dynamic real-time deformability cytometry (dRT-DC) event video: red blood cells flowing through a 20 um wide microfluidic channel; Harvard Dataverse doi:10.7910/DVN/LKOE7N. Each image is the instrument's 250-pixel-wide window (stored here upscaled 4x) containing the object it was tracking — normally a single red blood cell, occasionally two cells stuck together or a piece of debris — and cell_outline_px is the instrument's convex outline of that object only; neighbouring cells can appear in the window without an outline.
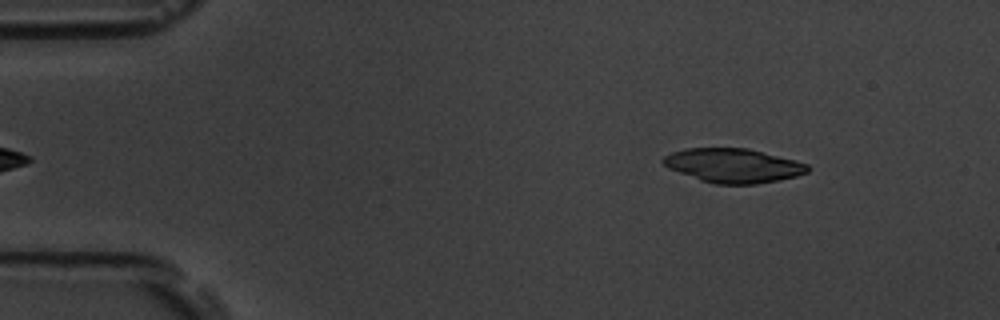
{"species": "common noctule bat (a hibernating species)", "species_latin": "Nyctalus noctula", "temperature_condition": "room temperature", "stored_images_in_passage": 26, "camera_frame_rate_fps": 3000, "um_per_image_px": 0.085, "animal": {"sex": "male", "body_mass_g": 19.5, "forearm_length_mm": 54.6}, "frame": {"image": 1, "passage_image": 6, "time_ms": 1.667, "image_size_px": [1000, 320], "cell_outline_px": [[808, 172], [796, 176], [780, 180], [756, 184], [716, 184], [700, 180], [668, 168], [660, 160], [664, 156], [672, 152], [684, 148], [748, 148], [796, 160], [808, 164]], "centroid_in_image_um": [62.32, 14.07], "position_along_channel_um": 22.7, "area_um2": 28.78}}